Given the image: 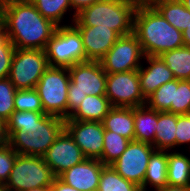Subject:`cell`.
<instances>
[{
	"mask_svg": "<svg viewBox=\"0 0 190 191\" xmlns=\"http://www.w3.org/2000/svg\"><path fill=\"white\" fill-rule=\"evenodd\" d=\"M69 69L49 66L36 84L44 113L67 119Z\"/></svg>",
	"mask_w": 190,
	"mask_h": 191,
	"instance_id": "obj_6",
	"label": "cell"
},
{
	"mask_svg": "<svg viewBox=\"0 0 190 191\" xmlns=\"http://www.w3.org/2000/svg\"><path fill=\"white\" fill-rule=\"evenodd\" d=\"M133 33L145 56L161 54L184 46L182 32L172 26L149 2H139Z\"/></svg>",
	"mask_w": 190,
	"mask_h": 191,
	"instance_id": "obj_2",
	"label": "cell"
},
{
	"mask_svg": "<svg viewBox=\"0 0 190 191\" xmlns=\"http://www.w3.org/2000/svg\"><path fill=\"white\" fill-rule=\"evenodd\" d=\"M143 61L149 66L145 67L146 65L142 63L138 75L142 94L147 98L161 85L174 80L175 77L160 56H145Z\"/></svg>",
	"mask_w": 190,
	"mask_h": 191,
	"instance_id": "obj_17",
	"label": "cell"
},
{
	"mask_svg": "<svg viewBox=\"0 0 190 191\" xmlns=\"http://www.w3.org/2000/svg\"><path fill=\"white\" fill-rule=\"evenodd\" d=\"M104 130L134 141V108L113 107L102 121Z\"/></svg>",
	"mask_w": 190,
	"mask_h": 191,
	"instance_id": "obj_20",
	"label": "cell"
},
{
	"mask_svg": "<svg viewBox=\"0 0 190 191\" xmlns=\"http://www.w3.org/2000/svg\"><path fill=\"white\" fill-rule=\"evenodd\" d=\"M177 80H190V47L182 46L160 55Z\"/></svg>",
	"mask_w": 190,
	"mask_h": 191,
	"instance_id": "obj_25",
	"label": "cell"
},
{
	"mask_svg": "<svg viewBox=\"0 0 190 191\" xmlns=\"http://www.w3.org/2000/svg\"><path fill=\"white\" fill-rule=\"evenodd\" d=\"M8 142L6 131H5V122L0 119V145H3Z\"/></svg>",
	"mask_w": 190,
	"mask_h": 191,
	"instance_id": "obj_40",
	"label": "cell"
},
{
	"mask_svg": "<svg viewBox=\"0 0 190 191\" xmlns=\"http://www.w3.org/2000/svg\"><path fill=\"white\" fill-rule=\"evenodd\" d=\"M176 151L178 147L183 146L184 144H189L190 146V114H177V123H176Z\"/></svg>",
	"mask_w": 190,
	"mask_h": 191,
	"instance_id": "obj_36",
	"label": "cell"
},
{
	"mask_svg": "<svg viewBox=\"0 0 190 191\" xmlns=\"http://www.w3.org/2000/svg\"><path fill=\"white\" fill-rule=\"evenodd\" d=\"M184 46L190 47V26L182 32Z\"/></svg>",
	"mask_w": 190,
	"mask_h": 191,
	"instance_id": "obj_41",
	"label": "cell"
},
{
	"mask_svg": "<svg viewBox=\"0 0 190 191\" xmlns=\"http://www.w3.org/2000/svg\"><path fill=\"white\" fill-rule=\"evenodd\" d=\"M170 113L190 114V80L174 79V103H171Z\"/></svg>",
	"mask_w": 190,
	"mask_h": 191,
	"instance_id": "obj_31",
	"label": "cell"
},
{
	"mask_svg": "<svg viewBox=\"0 0 190 191\" xmlns=\"http://www.w3.org/2000/svg\"><path fill=\"white\" fill-rule=\"evenodd\" d=\"M155 191H190V187L167 185Z\"/></svg>",
	"mask_w": 190,
	"mask_h": 191,
	"instance_id": "obj_39",
	"label": "cell"
},
{
	"mask_svg": "<svg viewBox=\"0 0 190 191\" xmlns=\"http://www.w3.org/2000/svg\"><path fill=\"white\" fill-rule=\"evenodd\" d=\"M55 178L42 156L18 155L3 186L7 191H28L51 186Z\"/></svg>",
	"mask_w": 190,
	"mask_h": 191,
	"instance_id": "obj_7",
	"label": "cell"
},
{
	"mask_svg": "<svg viewBox=\"0 0 190 191\" xmlns=\"http://www.w3.org/2000/svg\"><path fill=\"white\" fill-rule=\"evenodd\" d=\"M177 114L158 112V121L154 138V148L161 151H174L176 148Z\"/></svg>",
	"mask_w": 190,
	"mask_h": 191,
	"instance_id": "obj_23",
	"label": "cell"
},
{
	"mask_svg": "<svg viewBox=\"0 0 190 191\" xmlns=\"http://www.w3.org/2000/svg\"><path fill=\"white\" fill-rule=\"evenodd\" d=\"M168 185L190 187V157L183 152L167 151Z\"/></svg>",
	"mask_w": 190,
	"mask_h": 191,
	"instance_id": "obj_24",
	"label": "cell"
},
{
	"mask_svg": "<svg viewBox=\"0 0 190 191\" xmlns=\"http://www.w3.org/2000/svg\"><path fill=\"white\" fill-rule=\"evenodd\" d=\"M28 191H51V187L50 186H46V187H39V188H34Z\"/></svg>",
	"mask_w": 190,
	"mask_h": 191,
	"instance_id": "obj_43",
	"label": "cell"
},
{
	"mask_svg": "<svg viewBox=\"0 0 190 191\" xmlns=\"http://www.w3.org/2000/svg\"><path fill=\"white\" fill-rule=\"evenodd\" d=\"M64 129L81 148L85 158L101 159L105 131L102 122L65 120Z\"/></svg>",
	"mask_w": 190,
	"mask_h": 191,
	"instance_id": "obj_13",
	"label": "cell"
},
{
	"mask_svg": "<svg viewBox=\"0 0 190 191\" xmlns=\"http://www.w3.org/2000/svg\"><path fill=\"white\" fill-rule=\"evenodd\" d=\"M149 3L181 32L190 26V11L180 0H150Z\"/></svg>",
	"mask_w": 190,
	"mask_h": 191,
	"instance_id": "obj_22",
	"label": "cell"
},
{
	"mask_svg": "<svg viewBox=\"0 0 190 191\" xmlns=\"http://www.w3.org/2000/svg\"><path fill=\"white\" fill-rule=\"evenodd\" d=\"M65 120L45 114L32 132H15L8 143L18 155L43 156L64 129Z\"/></svg>",
	"mask_w": 190,
	"mask_h": 191,
	"instance_id": "obj_5",
	"label": "cell"
},
{
	"mask_svg": "<svg viewBox=\"0 0 190 191\" xmlns=\"http://www.w3.org/2000/svg\"><path fill=\"white\" fill-rule=\"evenodd\" d=\"M129 140L108 130L104 131L103 153L100 161L104 165H111L126 150Z\"/></svg>",
	"mask_w": 190,
	"mask_h": 191,
	"instance_id": "obj_29",
	"label": "cell"
},
{
	"mask_svg": "<svg viewBox=\"0 0 190 191\" xmlns=\"http://www.w3.org/2000/svg\"><path fill=\"white\" fill-rule=\"evenodd\" d=\"M0 191H7L3 185H0Z\"/></svg>",
	"mask_w": 190,
	"mask_h": 191,
	"instance_id": "obj_46",
	"label": "cell"
},
{
	"mask_svg": "<svg viewBox=\"0 0 190 191\" xmlns=\"http://www.w3.org/2000/svg\"><path fill=\"white\" fill-rule=\"evenodd\" d=\"M1 21L8 39L17 49L44 50L57 29L30 0H14L2 6Z\"/></svg>",
	"mask_w": 190,
	"mask_h": 191,
	"instance_id": "obj_1",
	"label": "cell"
},
{
	"mask_svg": "<svg viewBox=\"0 0 190 191\" xmlns=\"http://www.w3.org/2000/svg\"><path fill=\"white\" fill-rule=\"evenodd\" d=\"M17 156V152L8 142L0 145V185L8 180Z\"/></svg>",
	"mask_w": 190,
	"mask_h": 191,
	"instance_id": "obj_34",
	"label": "cell"
},
{
	"mask_svg": "<svg viewBox=\"0 0 190 191\" xmlns=\"http://www.w3.org/2000/svg\"><path fill=\"white\" fill-rule=\"evenodd\" d=\"M112 108L105 95H86L80 106L65 120L102 122Z\"/></svg>",
	"mask_w": 190,
	"mask_h": 191,
	"instance_id": "obj_18",
	"label": "cell"
},
{
	"mask_svg": "<svg viewBox=\"0 0 190 191\" xmlns=\"http://www.w3.org/2000/svg\"><path fill=\"white\" fill-rule=\"evenodd\" d=\"M73 26L81 35L86 61H100L120 37L110 28L84 25Z\"/></svg>",
	"mask_w": 190,
	"mask_h": 191,
	"instance_id": "obj_15",
	"label": "cell"
},
{
	"mask_svg": "<svg viewBox=\"0 0 190 191\" xmlns=\"http://www.w3.org/2000/svg\"><path fill=\"white\" fill-rule=\"evenodd\" d=\"M48 67L45 50L16 48L8 78L17 90L32 89Z\"/></svg>",
	"mask_w": 190,
	"mask_h": 191,
	"instance_id": "obj_9",
	"label": "cell"
},
{
	"mask_svg": "<svg viewBox=\"0 0 190 191\" xmlns=\"http://www.w3.org/2000/svg\"><path fill=\"white\" fill-rule=\"evenodd\" d=\"M67 118L80 106L86 95H105L106 76L100 61H86L69 67Z\"/></svg>",
	"mask_w": 190,
	"mask_h": 191,
	"instance_id": "obj_4",
	"label": "cell"
},
{
	"mask_svg": "<svg viewBox=\"0 0 190 191\" xmlns=\"http://www.w3.org/2000/svg\"><path fill=\"white\" fill-rule=\"evenodd\" d=\"M180 1L190 11V0H180Z\"/></svg>",
	"mask_w": 190,
	"mask_h": 191,
	"instance_id": "obj_44",
	"label": "cell"
},
{
	"mask_svg": "<svg viewBox=\"0 0 190 191\" xmlns=\"http://www.w3.org/2000/svg\"><path fill=\"white\" fill-rule=\"evenodd\" d=\"M171 103H174V80L161 85L146 98V105L158 112L170 113Z\"/></svg>",
	"mask_w": 190,
	"mask_h": 191,
	"instance_id": "obj_30",
	"label": "cell"
},
{
	"mask_svg": "<svg viewBox=\"0 0 190 191\" xmlns=\"http://www.w3.org/2000/svg\"><path fill=\"white\" fill-rule=\"evenodd\" d=\"M44 50L51 67L69 68L77 63L86 62L81 35L72 24L57 26Z\"/></svg>",
	"mask_w": 190,
	"mask_h": 191,
	"instance_id": "obj_8",
	"label": "cell"
},
{
	"mask_svg": "<svg viewBox=\"0 0 190 191\" xmlns=\"http://www.w3.org/2000/svg\"><path fill=\"white\" fill-rule=\"evenodd\" d=\"M155 150L151 144L130 141L126 150L111 166L123 178L141 188L150 156Z\"/></svg>",
	"mask_w": 190,
	"mask_h": 191,
	"instance_id": "obj_12",
	"label": "cell"
},
{
	"mask_svg": "<svg viewBox=\"0 0 190 191\" xmlns=\"http://www.w3.org/2000/svg\"><path fill=\"white\" fill-rule=\"evenodd\" d=\"M12 1H14V0H0V7L4 6Z\"/></svg>",
	"mask_w": 190,
	"mask_h": 191,
	"instance_id": "obj_45",
	"label": "cell"
},
{
	"mask_svg": "<svg viewBox=\"0 0 190 191\" xmlns=\"http://www.w3.org/2000/svg\"><path fill=\"white\" fill-rule=\"evenodd\" d=\"M51 191H79L72 186L65 184L62 180L56 177L53 181V184L50 186Z\"/></svg>",
	"mask_w": 190,
	"mask_h": 191,
	"instance_id": "obj_38",
	"label": "cell"
},
{
	"mask_svg": "<svg viewBox=\"0 0 190 191\" xmlns=\"http://www.w3.org/2000/svg\"><path fill=\"white\" fill-rule=\"evenodd\" d=\"M105 96L113 107L135 108L146 104L138 70L107 73Z\"/></svg>",
	"mask_w": 190,
	"mask_h": 191,
	"instance_id": "obj_11",
	"label": "cell"
},
{
	"mask_svg": "<svg viewBox=\"0 0 190 191\" xmlns=\"http://www.w3.org/2000/svg\"><path fill=\"white\" fill-rule=\"evenodd\" d=\"M105 165L97 159H84L58 176L65 184L79 191H97Z\"/></svg>",
	"mask_w": 190,
	"mask_h": 191,
	"instance_id": "obj_16",
	"label": "cell"
},
{
	"mask_svg": "<svg viewBox=\"0 0 190 191\" xmlns=\"http://www.w3.org/2000/svg\"><path fill=\"white\" fill-rule=\"evenodd\" d=\"M15 49V46L8 38L0 45V79L7 78L9 76L11 61Z\"/></svg>",
	"mask_w": 190,
	"mask_h": 191,
	"instance_id": "obj_35",
	"label": "cell"
},
{
	"mask_svg": "<svg viewBox=\"0 0 190 191\" xmlns=\"http://www.w3.org/2000/svg\"><path fill=\"white\" fill-rule=\"evenodd\" d=\"M139 2H149L150 0H137Z\"/></svg>",
	"mask_w": 190,
	"mask_h": 191,
	"instance_id": "obj_47",
	"label": "cell"
},
{
	"mask_svg": "<svg viewBox=\"0 0 190 191\" xmlns=\"http://www.w3.org/2000/svg\"><path fill=\"white\" fill-rule=\"evenodd\" d=\"M15 111L44 112L41 99L35 88L20 89L14 97Z\"/></svg>",
	"mask_w": 190,
	"mask_h": 191,
	"instance_id": "obj_32",
	"label": "cell"
},
{
	"mask_svg": "<svg viewBox=\"0 0 190 191\" xmlns=\"http://www.w3.org/2000/svg\"><path fill=\"white\" fill-rule=\"evenodd\" d=\"M137 0H101L81 10L72 25L99 26L114 30L119 36L133 32Z\"/></svg>",
	"mask_w": 190,
	"mask_h": 191,
	"instance_id": "obj_3",
	"label": "cell"
},
{
	"mask_svg": "<svg viewBox=\"0 0 190 191\" xmlns=\"http://www.w3.org/2000/svg\"><path fill=\"white\" fill-rule=\"evenodd\" d=\"M39 13L57 26H66L64 16L72 12L70 0H30ZM63 22V23H62Z\"/></svg>",
	"mask_w": 190,
	"mask_h": 191,
	"instance_id": "obj_27",
	"label": "cell"
},
{
	"mask_svg": "<svg viewBox=\"0 0 190 191\" xmlns=\"http://www.w3.org/2000/svg\"><path fill=\"white\" fill-rule=\"evenodd\" d=\"M99 1H101V0H70L73 12L71 13V20H70V22H68L69 25H71L73 23L74 19L76 18V15L81 10H83L84 8L89 7Z\"/></svg>",
	"mask_w": 190,
	"mask_h": 191,
	"instance_id": "obj_37",
	"label": "cell"
},
{
	"mask_svg": "<svg viewBox=\"0 0 190 191\" xmlns=\"http://www.w3.org/2000/svg\"><path fill=\"white\" fill-rule=\"evenodd\" d=\"M97 191H141V189L123 178L111 165H105L102 169Z\"/></svg>",
	"mask_w": 190,
	"mask_h": 191,
	"instance_id": "obj_28",
	"label": "cell"
},
{
	"mask_svg": "<svg viewBox=\"0 0 190 191\" xmlns=\"http://www.w3.org/2000/svg\"><path fill=\"white\" fill-rule=\"evenodd\" d=\"M145 55L136 35L120 36L105 56L100 60L106 73L114 74L138 70L144 63ZM142 61V62H141Z\"/></svg>",
	"mask_w": 190,
	"mask_h": 191,
	"instance_id": "obj_10",
	"label": "cell"
},
{
	"mask_svg": "<svg viewBox=\"0 0 190 191\" xmlns=\"http://www.w3.org/2000/svg\"><path fill=\"white\" fill-rule=\"evenodd\" d=\"M6 28L2 21H0V45L7 39Z\"/></svg>",
	"mask_w": 190,
	"mask_h": 191,
	"instance_id": "obj_42",
	"label": "cell"
},
{
	"mask_svg": "<svg viewBox=\"0 0 190 191\" xmlns=\"http://www.w3.org/2000/svg\"><path fill=\"white\" fill-rule=\"evenodd\" d=\"M158 121V111L146 104L134 108V140L151 144L154 147V138Z\"/></svg>",
	"mask_w": 190,
	"mask_h": 191,
	"instance_id": "obj_19",
	"label": "cell"
},
{
	"mask_svg": "<svg viewBox=\"0 0 190 191\" xmlns=\"http://www.w3.org/2000/svg\"><path fill=\"white\" fill-rule=\"evenodd\" d=\"M17 89L9 78L0 79V119L4 122L15 111L14 97Z\"/></svg>",
	"mask_w": 190,
	"mask_h": 191,
	"instance_id": "obj_33",
	"label": "cell"
},
{
	"mask_svg": "<svg viewBox=\"0 0 190 191\" xmlns=\"http://www.w3.org/2000/svg\"><path fill=\"white\" fill-rule=\"evenodd\" d=\"M45 115L44 112L34 111H14L5 121V131L7 139L15 132H32L39 121Z\"/></svg>",
	"mask_w": 190,
	"mask_h": 191,
	"instance_id": "obj_26",
	"label": "cell"
},
{
	"mask_svg": "<svg viewBox=\"0 0 190 191\" xmlns=\"http://www.w3.org/2000/svg\"><path fill=\"white\" fill-rule=\"evenodd\" d=\"M167 151L155 150L150 156L141 191H147L149 186L155 191L168 185L167 181ZM148 186V188H147Z\"/></svg>",
	"mask_w": 190,
	"mask_h": 191,
	"instance_id": "obj_21",
	"label": "cell"
},
{
	"mask_svg": "<svg viewBox=\"0 0 190 191\" xmlns=\"http://www.w3.org/2000/svg\"><path fill=\"white\" fill-rule=\"evenodd\" d=\"M42 157L56 177L86 159L81 148L65 129Z\"/></svg>",
	"mask_w": 190,
	"mask_h": 191,
	"instance_id": "obj_14",
	"label": "cell"
}]
</instances>
